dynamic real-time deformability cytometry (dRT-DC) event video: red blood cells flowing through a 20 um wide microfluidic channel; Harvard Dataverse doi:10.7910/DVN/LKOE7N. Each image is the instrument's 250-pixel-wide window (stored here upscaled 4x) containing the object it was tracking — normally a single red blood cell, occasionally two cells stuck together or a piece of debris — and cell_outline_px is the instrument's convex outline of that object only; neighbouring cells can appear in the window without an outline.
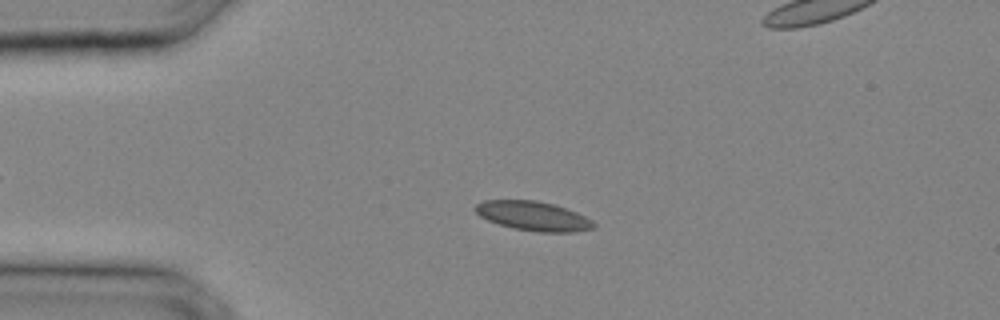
{"species": "common noctule bat (a hibernating species)", "species_latin": "Nyctalus noctula", "temperature_condition": "cold", "stored_images_in_passage": 27, "camera_frame_rate_fps": 3000, "um_per_image_px": 0.085, "animal": {"sex": "male", "body_mass_g": 20.4}, "frame": {"image": 1, "passage_image": 5, "time_ms": 1.333, "image_size_px": [1000, 320], "cell_outline_px": [[596, 228], [572, 232], [536, 232], [512, 228], [488, 220], [480, 216], [476, 212], [476, 204], [484, 200], [536, 200], [556, 204], [576, 212], [592, 220], [596, 224]], "centroid_in_image_um": [45.36, 18.36], "position_along_channel_um": 39.6, "area_um2": 20.29}}
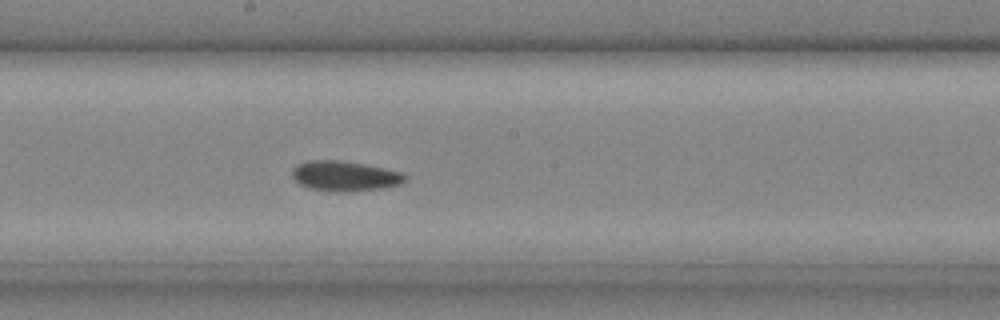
{"frame": {"image": 2, "passage_image": 15, "time_ms": 4.667, "image_size_px": [1000, 320], "cell_outline_px": [[408, 180], [400, 184], [384, 188], [312, 188], [300, 184], [292, 176], [292, 168], [296, 164], [308, 160], [336, 160], [364, 164], [384, 168], [400, 172], [408, 176]], "centroid_in_image_um": [29.32, 14.89], "position_along_channel_um": 218.9, "area_um2": 18.67}}
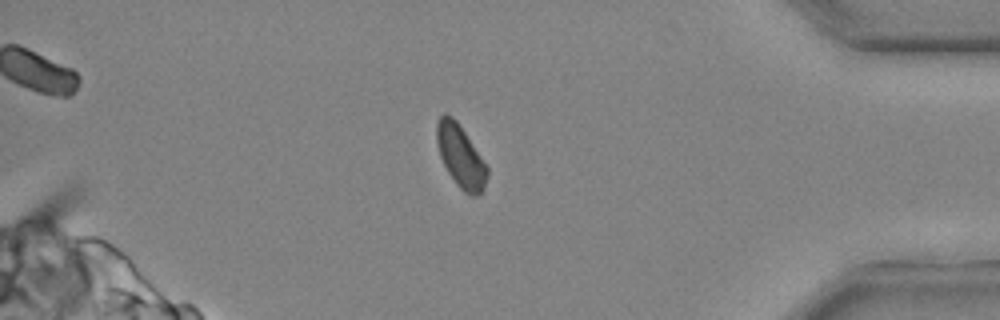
{"frame": {"image": 3, "passage_image": 25, "time_ms": 8.0, "image_size_px": [1000, 320], "cell_outline_px": [[488, 176], [484, 188], [476, 196], [472, 196], [464, 192], [456, 184], [448, 172], [440, 156], [436, 140], [436, 124], [440, 116], [444, 112], [452, 116], [456, 120], [488, 168]], "centroid_in_image_um": [39.13, 13.28], "position_along_channel_um": 396.1, "area_um2": 18.09}}